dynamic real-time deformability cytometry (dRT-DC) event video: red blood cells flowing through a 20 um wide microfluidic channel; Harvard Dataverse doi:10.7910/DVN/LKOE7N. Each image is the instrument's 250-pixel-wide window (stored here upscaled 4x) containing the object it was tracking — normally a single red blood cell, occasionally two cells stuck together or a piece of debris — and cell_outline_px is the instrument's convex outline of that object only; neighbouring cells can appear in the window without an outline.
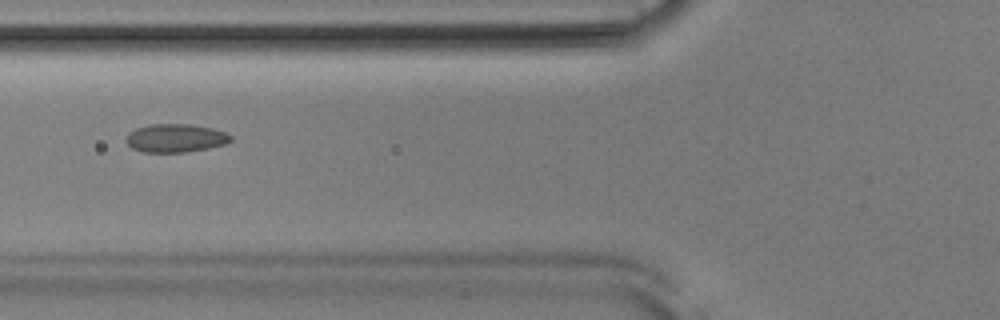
{"species": "Egyptian fruit bat (a non-hibernating species)", "species_latin": "Rousettus aegyptiacus", "temperature_condition": "room temperature", "stored_images_in_passage": 52, "camera_frame_rate_fps": 3000, "um_per_image_px": 0.085, "animal": {"sex": "male"}, "frame": {"image": 1, "passage_image": 20, "time_ms": 6.333, "image_size_px": [1000, 320], "cell_outline_px": [[232, 140], [224, 144], [208, 148], [184, 152], [140, 152], [132, 148], [124, 140], [128, 132], [136, 128], [148, 124], [192, 124], [212, 128], [224, 132], [232, 136]], "centroid_in_image_um": [14.87, 11.73], "position_along_channel_um": 110.9, "area_um2": 17.4}}
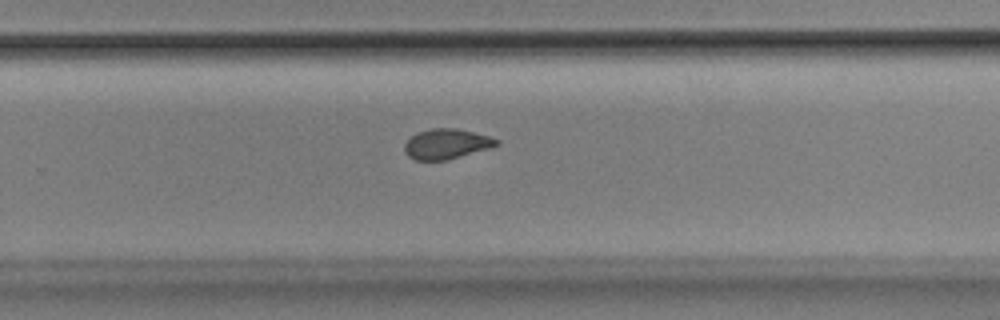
{"frame": {"image": 2, "passage_image": 34, "time_ms": 11.0, "image_size_px": [1000, 320], "cell_outline_px": [[500, 144], [488, 148], [444, 160], [416, 160], [408, 156], [404, 152], [404, 144], [416, 132], [432, 128], [456, 128], [488, 136], [500, 140]], "centroid_in_image_um": [37.91, 12.22], "position_along_channel_um": 291.9, "area_um2": 15.9}}
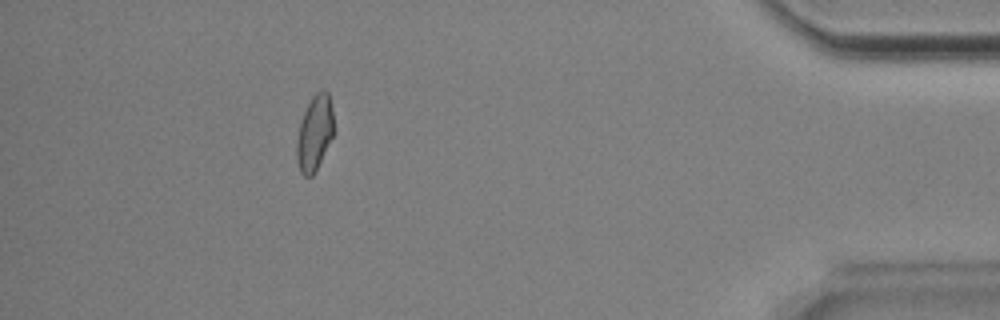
{"frame": {"image": 3, "passage_image": 47, "time_ms": 15.333, "image_size_px": [1000, 320], "cell_outline_px": [[332, 136], [312, 176], [304, 176], [300, 172], [296, 160], [296, 140], [300, 124], [304, 112], [312, 96], [316, 92], [324, 88], [328, 92], [332, 108]], "centroid_in_image_um": [26.71, 11.28], "position_along_channel_um": 408.5, "area_um2": 15.9}, "authors_computed_cell_mechanics": {"area_um2": 16.8198, "velocity_mm_per_s": 3.8873, "shape_relaxation_time_tau1_ms": 9.1979, "shape_relaxation_time_tau2_ms": 2.324, "deformation_change_tau1": 0.134, "deformation_change_tau2": 0.0562}}